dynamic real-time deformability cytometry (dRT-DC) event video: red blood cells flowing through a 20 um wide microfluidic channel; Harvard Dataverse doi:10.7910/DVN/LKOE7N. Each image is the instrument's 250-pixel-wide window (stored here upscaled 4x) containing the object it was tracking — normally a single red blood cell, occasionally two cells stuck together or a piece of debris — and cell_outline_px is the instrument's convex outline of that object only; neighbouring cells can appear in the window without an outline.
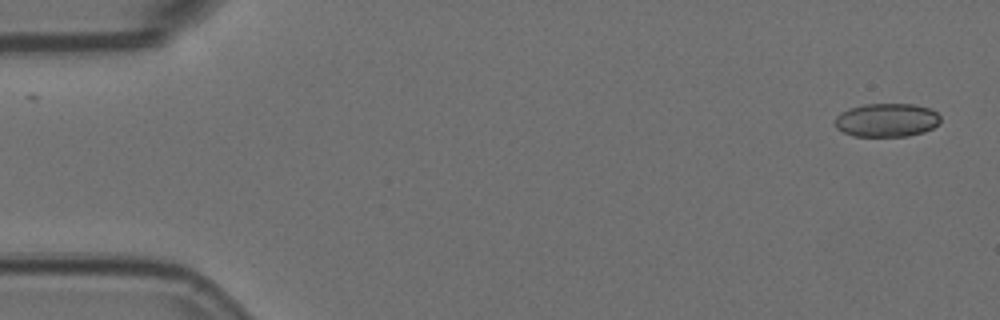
{"species": "Egyptian fruit bat (a non-hibernating species)", "species_latin": "Rousettus aegyptiacus", "temperature_condition": "room temperature", "stored_images_in_passage": 14, "camera_frame_rate_fps": 3000, "um_per_image_px": 0.085, "animal": {"sex": "female"}, "frame": {"image": 1, "passage_image": 1, "time_ms": 0.0, "image_size_px": [1000, 320], "cell_outline_px": [[940, 124], [924, 132], [908, 136], [852, 136], [836, 128], [836, 116], [840, 112], [848, 108], [864, 104], [912, 104], [932, 108], [940, 116]], "centroid_in_image_um": [75.39, 10.2], "position_along_channel_um": 9.6, "area_um2": 20.81}}
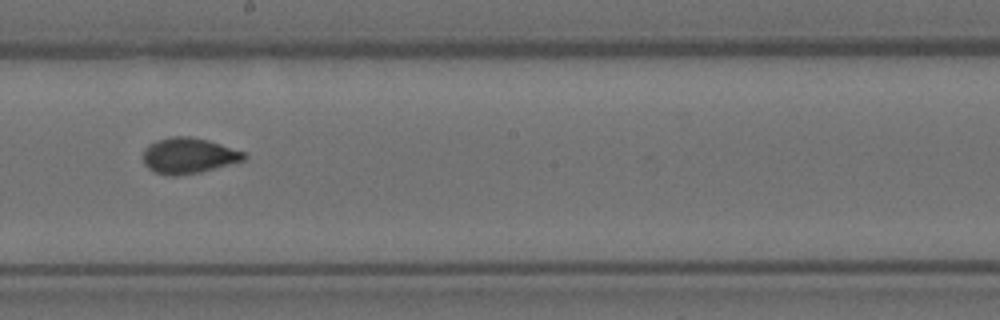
{"frame": {"image": 2, "passage_image": 8, "time_ms": 2.333, "image_size_px": [1000, 320], "cell_outline_px": [[248, 156], [244, 160], [200, 172], [176, 176], [168, 176], [156, 172], [148, 168], [144, 164], [144, 148], [148, 144], [156, 140], [172, 136], [188, 136], [208, 140], [244, 152]], "centroid_in_image_um": [16.0, 13.23], "position_along_channel_um": 232.2, "area_um2": 20.92}}
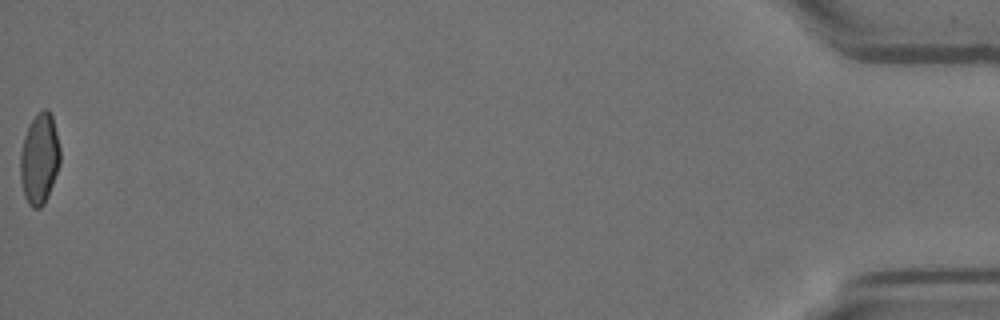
{"frame": {"image": 3, "passage_image": 14, "time_ms": 4.333, "image_size_px": [1000, 320], "cell_outline_px": [[60, 160], [48, 196], [44, 204], [40, 208], [32, 208], [28, 204], [24, 196], [20, 180], [20, 156], [24, 136], [32, 120], [44, 108], [48, 108], [52, 116], [60, 148]], "centroid_in_image_um": [3.34, 13.52], "position_along_channel_um": 431.9, "area_um2": 20.87}}